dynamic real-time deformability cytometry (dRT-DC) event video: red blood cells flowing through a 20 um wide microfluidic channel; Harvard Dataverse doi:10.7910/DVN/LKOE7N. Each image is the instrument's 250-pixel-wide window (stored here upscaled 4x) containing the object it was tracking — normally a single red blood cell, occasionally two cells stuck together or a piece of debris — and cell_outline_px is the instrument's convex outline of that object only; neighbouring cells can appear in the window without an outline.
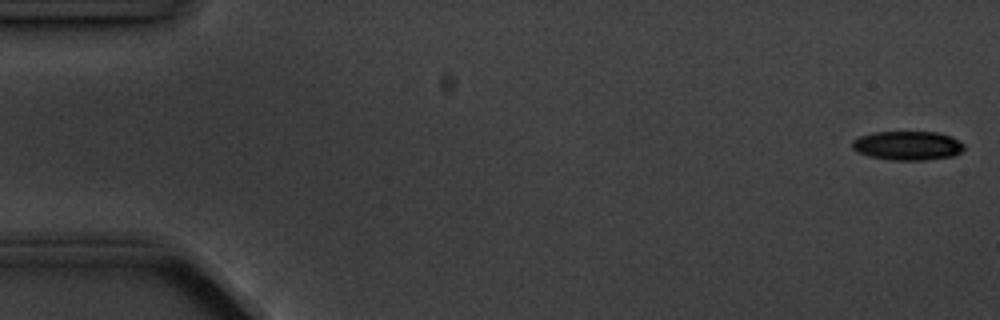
{"species": "common noctule bat (a hibernating species)", "species_latin": "Nyctalus noctula", "temperature_condition": "cold", "stored_images_in_passage": 3, "camera_frame_rate_fps": 3000, "um_per_image_px": 0.085, "animal": {"sex": "male", "body_mass_g": 20.1, "forearm_length_mm": 53.5}, "frame": {"image": 1, "passage_image": 1, "time_ms": 0.0, "image_size_px": [1000, 320], "cell_outline_px": [[964, 148], [960, 152], [952, 156], [924, 160], [892, 160], [872, 156], [856, 152], [852, 148], [852, 140], [860, 136], [872, 132], [936, 132], [952, 136], [964, 144]], "centroid_in_image_um": [77.14, 12.37], "position_along_channel_um": 7.9, "area_um2": 18.9}}